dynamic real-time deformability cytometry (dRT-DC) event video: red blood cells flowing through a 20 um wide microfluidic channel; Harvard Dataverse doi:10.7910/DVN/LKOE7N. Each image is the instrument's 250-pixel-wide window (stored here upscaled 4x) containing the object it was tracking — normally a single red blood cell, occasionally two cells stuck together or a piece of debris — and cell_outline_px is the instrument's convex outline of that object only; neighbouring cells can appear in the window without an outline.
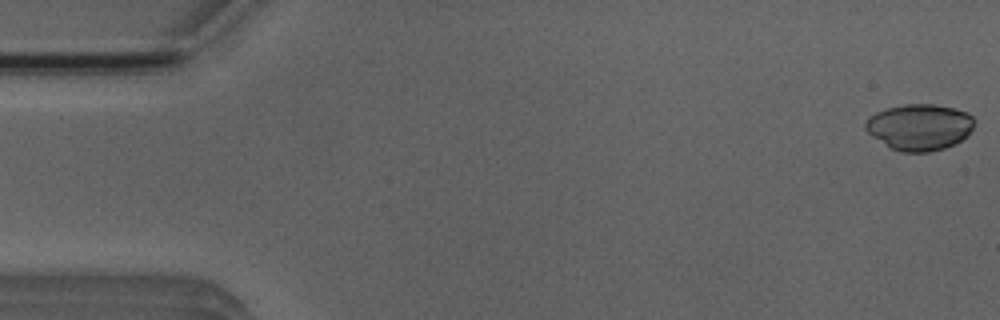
{"species": "Egyptian fruit bat (a non-hibernating species)", "species_latin": "Rousettus aegyptiacus", "temperature_condition": "room temperature", "stored_images_in_passage": 36, "camera_frame_rate_fps": 3000, "um_per_image_px": 0.085, "animal": {"sex": "male"}, "frame": {"image": 1, "passage_image": 1, "time_ms": 0.0, "image_size_px": [1000, 320], "cell_outline_px": [[972, 128], [968, 136], [944, 148], [928, 152], [900, 152], [892, 148], [872, 136], [864, 128], [864, 124], [868, 116], [876, 112], [888, 108], [904, 104], [932, 104], [952, 108], [968, 112], [972, 116]], "centroid_in_image_um": [78.13, 10.79], "position_along_channel_um": 6.9, "area_um2": 29.13}}
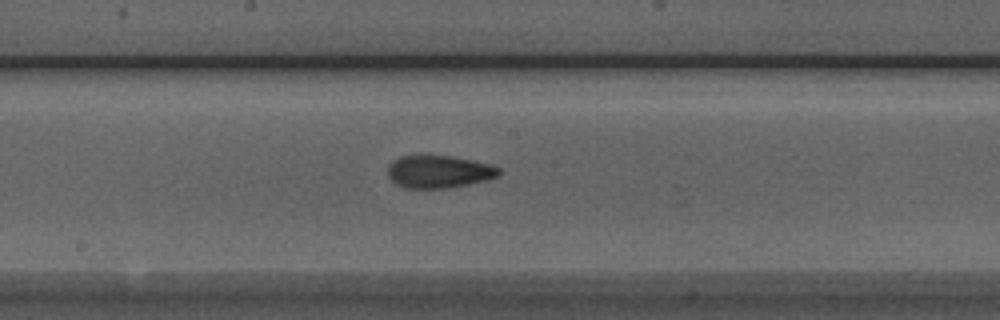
{"frame": {"image": 2, "passage_image": 16, "time_ms": 5.0, "image_size_px": [1000, 320], "cell_outline_px": [[500, 176], [488, 180], [448, 188], [404, 188], [396, 184], [388, 176], [388, 164], [392, 160], [400, 156], [452, 156], [492, 164], [500, 168]], "centroid_in_image_um": [37.32, 14.59], "position_along_channel_um": 210.9, "area_um2": 21.27}}
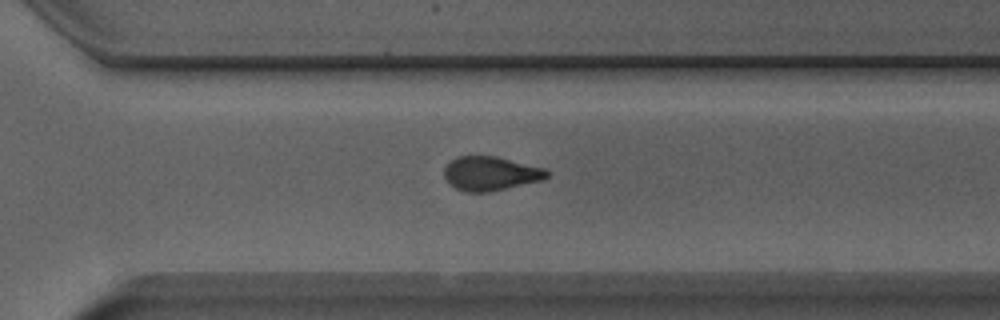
{"frame": {"image": 3, "passage_image": 25, "time_ms": 8.0, "image_size_px": [1000, 320], "cell_outline_px": [[548, 176], [544, 180], [488, 192], [464, 192], [448, 184], [444, 176], [444, 168], [452, 160], [460, 156], [496, 156], [544, 168], [548, 172]], "centroid_in_image_um": [41.68, 14.76], "position_along_channel_um": 328.9, "area_um2": 20.35}}